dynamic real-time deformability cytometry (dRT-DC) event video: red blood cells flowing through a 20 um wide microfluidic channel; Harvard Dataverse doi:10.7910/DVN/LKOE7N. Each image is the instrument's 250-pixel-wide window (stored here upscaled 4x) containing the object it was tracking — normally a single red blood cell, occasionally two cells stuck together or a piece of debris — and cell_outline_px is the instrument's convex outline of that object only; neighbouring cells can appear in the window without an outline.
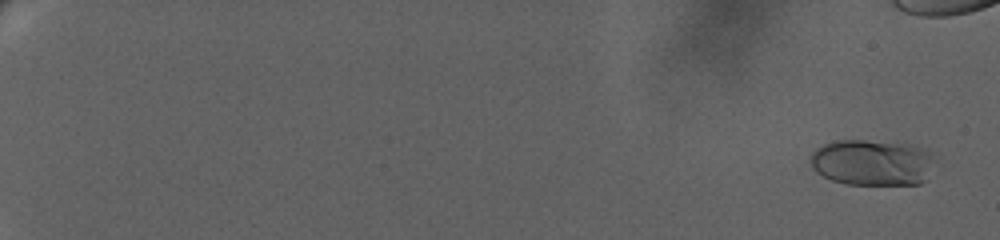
{"species": "human", "species_latin": "Homo sapiens", "temperature_condition": "warm", "stored_images_in_passage": 111, "camera_frame_rate_fps": 3000, "um_per_image_px": 0.085, "donor": {"sex": "female"}, "frame": {"image": 1, "passage_image": 6, "time_ms": 1.0, "image_size_px": [1000, 240], "cell_outline_px": [[932, 156], [924, 180], [920, 184], [848, 184], [832, 180], [816, 172], [812, 168], [812, 152], [816, 148], [824, 144], [836, 140], [864, 140], [908, 144], [928, 148]], "centroid_in_image_um": [74.09, 13.8], "position_along_channel_um": 10.9, "area_um2": 32.95}}
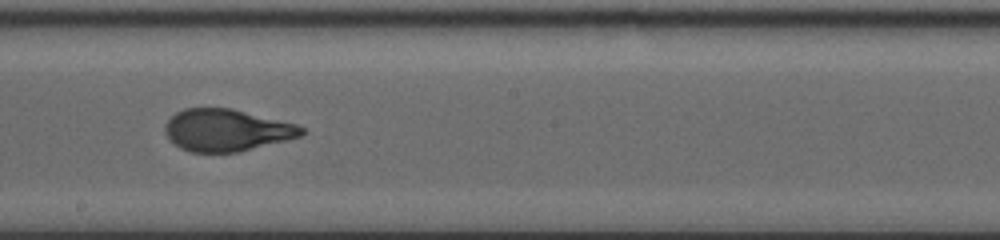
{"frame": {"image": 2, "passage_image": 75, "time_ms": 15.333, "image_size_px": [1000, 240], "cell_outline_px": [[304, 132], [300, 136], [236, 152], [188, 152], [180, 148], [168, 140], [164, 132], [164, 124], [176, 112], [184, 108], [232, 108], [296, 124], [304, 128]], "centroid_in_image_um": [19.18, 11.06], "position_along_channel_um": 229.0, "area_um2": 33.29}}
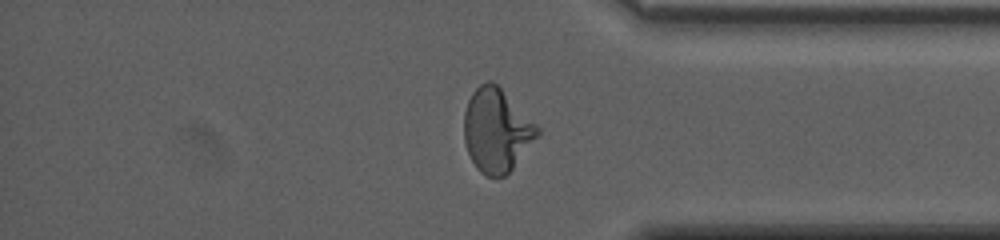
{"frame": {"image": 3, "passage_image": 104, "time_ms": 20.667, "image_size_px": [1000, 240], "cell_outline_px": [[540, 136], [512, 168], [504, 176], [488, 176], [480, 172], [476, 168], [468, 152], [464, 140], [464, 112], [468, 100], [472, 92], [480, 84], [488, 80], [492, 80], [540, 128]], "centroid_in_image_um": [42.21, 11.08], "position_along_channel_um": 393.0, "area_um2": 35.43}}